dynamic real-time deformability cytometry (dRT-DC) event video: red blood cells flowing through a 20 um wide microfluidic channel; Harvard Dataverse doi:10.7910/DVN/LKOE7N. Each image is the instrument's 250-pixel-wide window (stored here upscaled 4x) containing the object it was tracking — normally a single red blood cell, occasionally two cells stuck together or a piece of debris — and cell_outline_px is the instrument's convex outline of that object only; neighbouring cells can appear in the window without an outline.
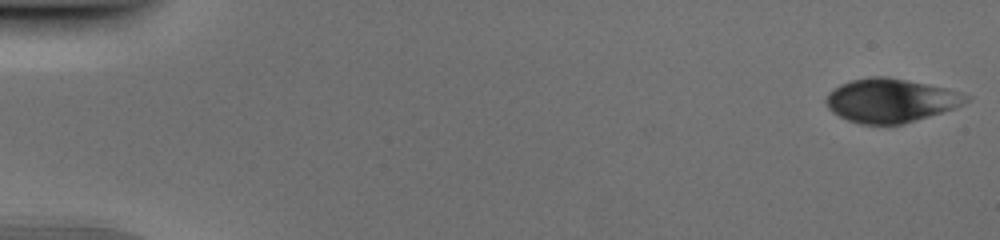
{"species": "human", "species_latin": "Homo sapiens", "temperature_condition": "cold", "stored_images_in_passage": 51, "camera_frame_rate_fps": 3000, "um_per_image_px": 0.085, "donor": {"sex": "male"}, "frame": {"image": 1, "passage_image": 1, "time_ms": 0.0, "image_size_px": [1000, 240], "cell_outline_px": [[972, 100], [956, 108], [904, 124], [860, 124], [848, 120], [832, 112], [824, 104], [824, 100], [828, 92], [832, 88], [840, 84], [852, 80], [872, 76], [888, 76], [948, 88], [972, 96]], "centroid_in_image_um": [75.73, 8.53], "position_along_channel_um": 9.3, "area_um2": 36.24}}
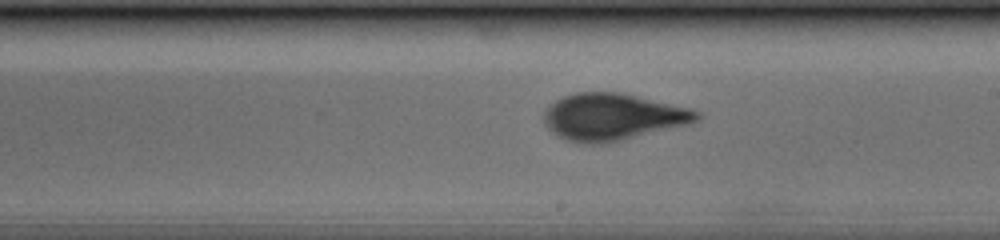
{"frame": {"image": 2, "passage_image": 30, "time_ms": 9.667, "image_size_px": [1000, 240], "cell_outline_px": [[704, 116], [692, 124], [608, 144], [588, 144], [568, 140], [552, 132], [548, 128], [544, 120], [544, 112], [556, 100], [564, 96], [576, 92], [616, 92], [636, 96], [692, 108], [700, 112]], "centroid_in_image_um": [52.16, 9.95], "position_along_channel_um": 236.8, "area_um2": 42.02}}
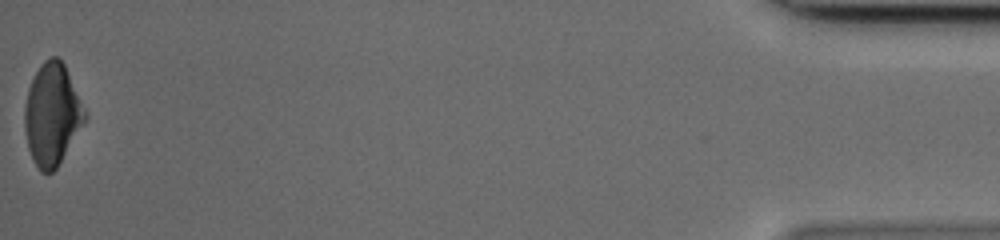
{"frame": {"image": 3, "passage_image": 51, "time_ms": 16.667, "image_size_px": [1000, 240], "cell_outline_px": [[88, 116], [56, 168], [52, 172], [40, 172], [32, 160], [28, 148], [24, 128], [24, 108], [28, 88], [40, 64], [44, 60], [52, 56], [56, 56], [64, 64]], "centroid_in_image_um": [4.4, 9.73], "position_along_channel_um": 430.8, "area_um2": 35.43}}